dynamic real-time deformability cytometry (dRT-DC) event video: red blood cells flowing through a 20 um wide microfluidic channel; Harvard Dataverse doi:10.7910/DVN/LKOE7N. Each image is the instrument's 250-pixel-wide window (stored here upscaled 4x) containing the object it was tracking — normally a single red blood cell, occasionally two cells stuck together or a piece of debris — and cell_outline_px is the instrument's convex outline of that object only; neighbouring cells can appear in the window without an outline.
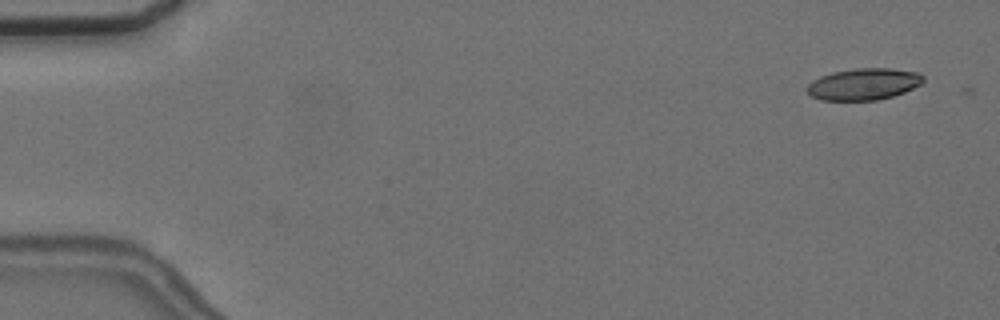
{"species": "common noctule bat (a hibernating species)", "species_latin": "Nyctalus noctula", "temperature_condition": "cold", "stored_images_in_passage": 5, "camera_frame_rate_fps": 3000, "um_per_image_px": 0.085, "animal": {"sex": "female", "body_mass_g": 24.6, "forearm_length_mm": 56.2}, "frame": {"image": 1, "passage_image": 1, "time_ms": 0.0, "image_size_px": [1000, 320], "cell_outline_px": [[924, 80], [920, 84], [904, 92], [892, 96], [876, 100], [820, 100], [812, 96], [808, 92], [808, 84], [812, 80], [820, 76], [832, 72], [856, 68], [888, 68], [916, 72], [924, 76]], "centroid_in_image_um": [73.4, 7.14], "position_along_channel_um": 11.6, "area_um2": 21.27}}